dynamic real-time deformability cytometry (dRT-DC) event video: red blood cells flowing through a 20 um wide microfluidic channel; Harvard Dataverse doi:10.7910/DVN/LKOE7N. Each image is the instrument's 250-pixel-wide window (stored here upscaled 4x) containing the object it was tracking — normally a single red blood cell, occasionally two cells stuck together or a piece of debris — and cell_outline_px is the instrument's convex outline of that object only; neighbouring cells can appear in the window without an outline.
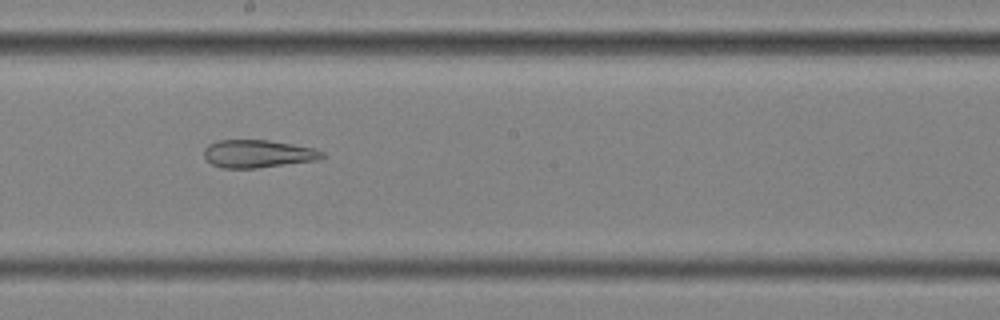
{"species": "common noctule bat (a hibernating species)", "species_latin": "Nyctalus noctula", "temperature_condition": "cold", "stored_images_in_passage": 45, "segment_of_instrument_passage": [2, 2], "camera_frame_rate_fps": 3000, "um_per_image_px": 0.085, "animal": {"sex": "female", "body_mass_g": 25.1}, "frame": {"image": 1, "passage_image": 20, "time_ms": 6.333, "image_size_px": [1000, 320], "cell_outline_px": [[324, 156], [316, 160], [256, 168], [224, 168], [212, 164], [204, 156], [204, 148], [208, 144], [216, 140], [268, 140], [292, 144], [312, 148], [324, 152]], "centroid_in_image_um": [21.88, 13.06], "position_along_channel_um": 226.3, "area_um2": 18.96}}
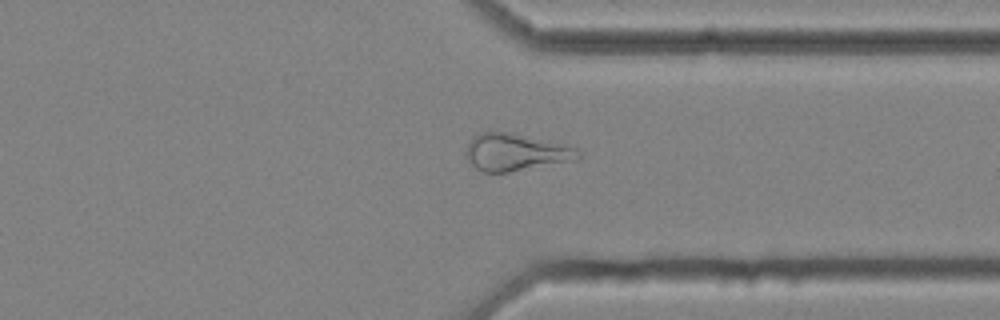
{"frame": {"image": 2, "passage_image": 32, "time_ms": 10.333, "image_size_px": [1000, 320], "cell_outline_px": [[580, 156], [576, 160], [508, 172], [484, 172], [476, 168], [468, 160], [464, 152], [472, 136], [480, 132], [512, 132], [580, 148]], "centroid_in_image_um": [43.83, 12.93], "position_along_channel_um": 367.6, "area_um2": 24.39}}
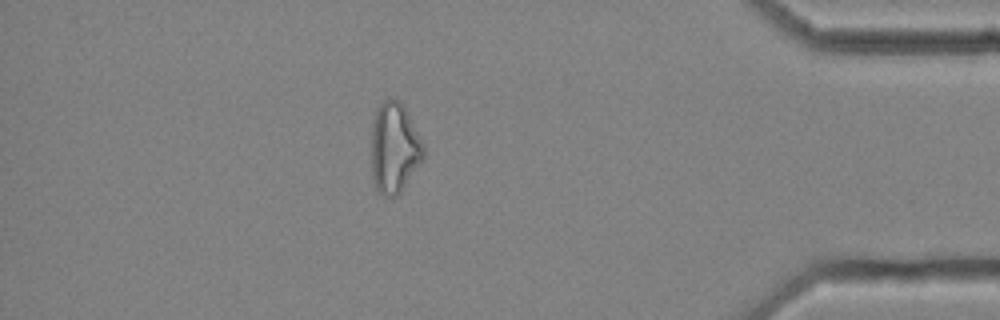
{"frame": {"image": 3, "passage_image": 38, "time_ms": 12.333, "image_size_px": [1000, 320], "cell_outline_px": [[424, 160], [400, 192], [396, 196], [384, 196], [376, 192], [372, 176], [372, 124], [376, 108], [388, 96], [400, 100], [424, 144]], "centroid_in_image_um": [33.51, 12.57], "position_along_channel_um": 401.7, "area_um2": 27.8}}